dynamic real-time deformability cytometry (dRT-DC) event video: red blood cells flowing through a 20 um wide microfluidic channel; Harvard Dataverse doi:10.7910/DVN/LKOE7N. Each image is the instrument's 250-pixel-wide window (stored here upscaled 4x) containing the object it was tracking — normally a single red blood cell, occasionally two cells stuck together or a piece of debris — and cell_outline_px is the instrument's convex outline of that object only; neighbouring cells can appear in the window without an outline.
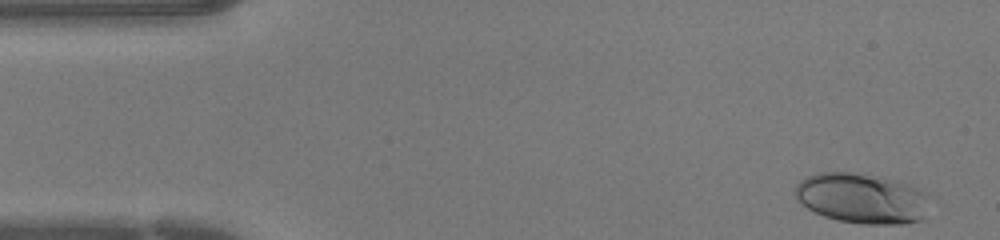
{"species": "human", "species_latin": "Homo sapiens", "temperature_condition": "warm", "stored_images_in_passage": 38, "camera_frame_rate_fps": 3000, "um_per_image_px": 0.085, "donor": {"sex": "female"}, "frame": {"image": 1, "passage_image": 1, "time_ms": 0.0, "image_size_px": [1000, 240], "cell_outline_px": [[928, 196], [920, 220], [904, 224], [864, 224], [836, 220], [824, 216], [808, 208], [796, 200], [796, 184], [800, 180], [808, 176], [820, 172], [848, 172], [896, 180], [920, 188], [928, 192]], "centroid_in_image_um": [73.23, 16.86], "position_along_channel_um": 11.8, "area_um2": 39.07}}
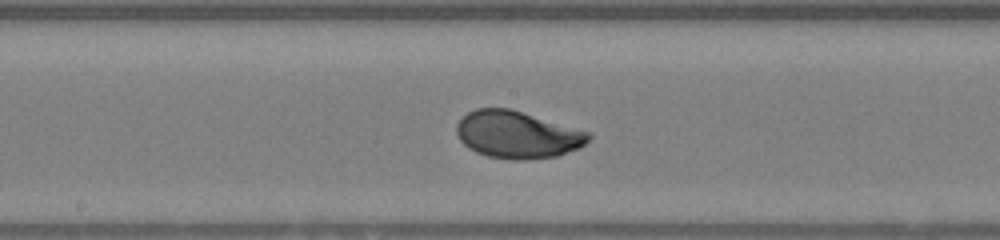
{"frame": {"image": 2, "passage_image": 21, "time_ms": 6.667, "image_size_px": [1000, 240], "cell_outline_px": [[592, 136], [580, 148], [556, 156], [524, 160], [512, 160], [488, 156], [476, 152], [468, 148], [460, 140], [456, 132], [456, 124], [468, 112], [476, 108], [508, 108], [592, 132]], "centroid_in_image_um": [43.98, 11.45], "position_along_channel_um": 204.2, "area_um2": 36.36}}
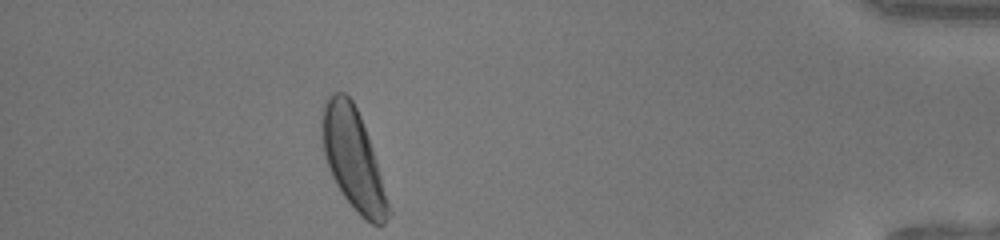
{"frame": {"image": 3, "passage_image": 38, "time_ms": 12.333, "image_size_px": [1000, 240], "cell_outline_px": [[392, 212], [388, 220], [384, 224], [372, 224], [364, 220], [352, 208], [336, 184], [332, 176], [324, 156], [324, 104], [328, 96], [332, 92], [344, 92], [352, 100], [360, 116], [368, 136], [376, 160]], "centroid_in_image_um": [30.06, 13.59], "position_along_channel_um": 405.1, "area_um2": 38.21}}